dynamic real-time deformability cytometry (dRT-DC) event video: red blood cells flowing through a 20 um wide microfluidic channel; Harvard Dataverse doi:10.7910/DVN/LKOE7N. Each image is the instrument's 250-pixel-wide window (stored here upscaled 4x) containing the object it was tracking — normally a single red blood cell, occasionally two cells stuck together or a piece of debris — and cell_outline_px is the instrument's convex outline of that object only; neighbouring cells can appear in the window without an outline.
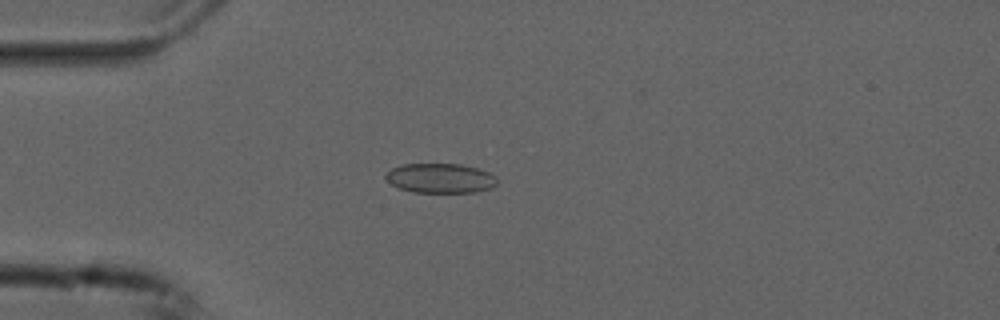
{"species": "common noctule bat (a hibernating species)", "species_latin": "Nyctalus noctula", "temperature_condition": "cold", "stored_images_in_passage": 46, "camera_frame_rate_fps": 3000, "um_per_image_px": 0.085, "animal": {"sex": "male", "forearm_length_mm": 52.5}, "frame": {"image": 1, "passage_image": 6, "time_ms": 1.667, "image_size_px": [1000, 320], "cell_outline_px": [[496, 184], [492, 188], [476, 192], [412, 192], [400, 188], [392, 184], [384, 176], [392, 168], [400, 164], [460, 164], [476, 168], [488, 172], [496, 176]], "centroid_in_image_um": [37.44, 15.15], "position_along_channel_um": 47.6, "area_um2": 19.13}}
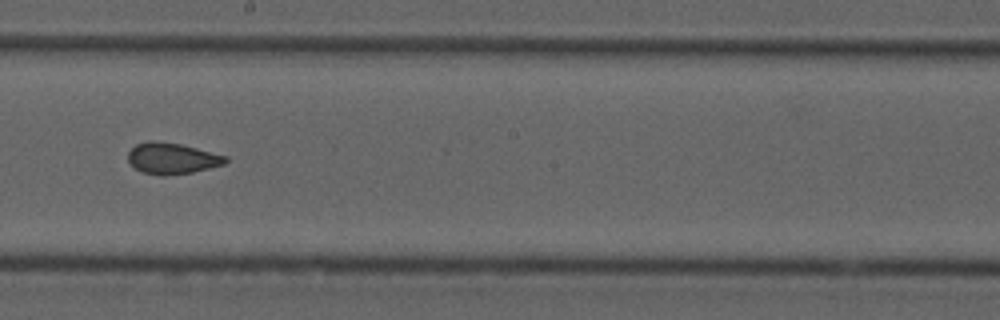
{"frame": {"image": 2, "passage_image": 22, "time_ms": 7.0, "image_size_px": [1000, 320], "cell_outline_px": [[228, 160], [224, 164], [192, 172], [164, 176], [160, 176], [144, 172], [136, 168], [128, 160], [128, 152], [136, 144], [152, 140], [156, 140], [180, 144], [228, 156]], "centroid_in_image_um": [14.63, 13.46], "position_along_channel_um": 233.6, "area_um2": 17.57}}
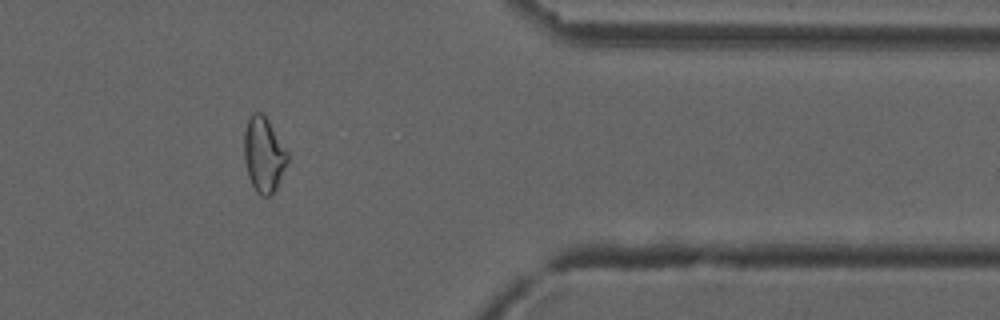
{"frame": {"image": 3, "passage_image": 36, "time_ms": 11.667, "image_size_px": [1000, 320], "cell_outline_px": [[288, 160], [276, 188], [268, 196], [260, 196], [256, 192], [248, 176], [244, 160], [244, 132], [248, 116], [252, 112], [260, 112], [268, 120], [288, 152]], "centroid_in_image_um": [22.39, 13.12], "position_along_channel_um": 389.0, "area_um2": 18.9}, "authors_computed_cell_mechanics": {"area_um2": 18.8428, "velocity_mm_per_s": 3.7666, "shape_relaxation_time_tau1_ms": null, "shape_relaxation_time_tau2_ms": 1.0441, "deformation_change_tau1": null, "deformation_change_tau2": 0.0556}}